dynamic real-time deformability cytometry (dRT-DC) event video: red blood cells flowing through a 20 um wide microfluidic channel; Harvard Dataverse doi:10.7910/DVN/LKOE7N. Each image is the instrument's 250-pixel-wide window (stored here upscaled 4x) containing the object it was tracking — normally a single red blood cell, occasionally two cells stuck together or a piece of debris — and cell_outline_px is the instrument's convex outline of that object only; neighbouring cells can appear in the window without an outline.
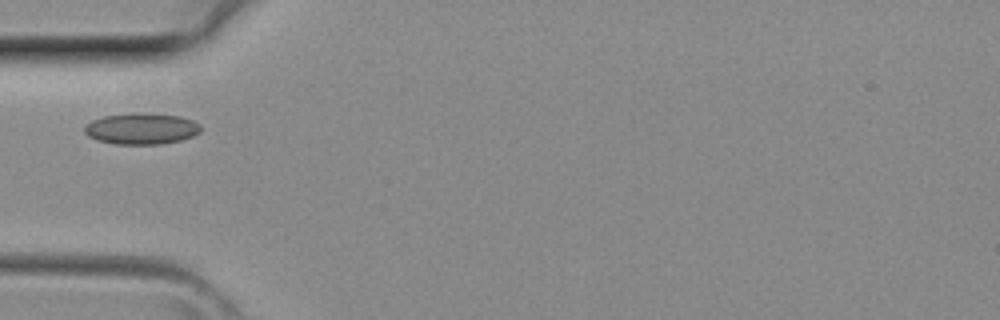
{"species": "common noctule bat (a hibernating species)", "species_latin": "Nyctalus noctula", "temperature_condition": "room temperature", "stored_images_in_passage": 2, "camera_frame_rate_fps": 3000, "um_per_image_px": 0.085, "animal": {"sex": "female", "body_mass_g": 29.2, "forearm_length_mm": 56.3}, "frame": {"image": 1, "passage_image": 2, "time_ms": 0.333, "image_size_px": [1000, 320], "cell_outline_px": [[200, 132], [192, 136], [180, 140], [160, 144], [116, 144], [96, 140], [88, 136], [84, 132], [84, 128], [92, 120], [104, 116], [140, 112], [180, 116], [192, 120], [200, 124]], "centroid_in_image_um": [12.02, 10.93], "position_along_channel_um": 73.0, "area_um2": 21.1}}